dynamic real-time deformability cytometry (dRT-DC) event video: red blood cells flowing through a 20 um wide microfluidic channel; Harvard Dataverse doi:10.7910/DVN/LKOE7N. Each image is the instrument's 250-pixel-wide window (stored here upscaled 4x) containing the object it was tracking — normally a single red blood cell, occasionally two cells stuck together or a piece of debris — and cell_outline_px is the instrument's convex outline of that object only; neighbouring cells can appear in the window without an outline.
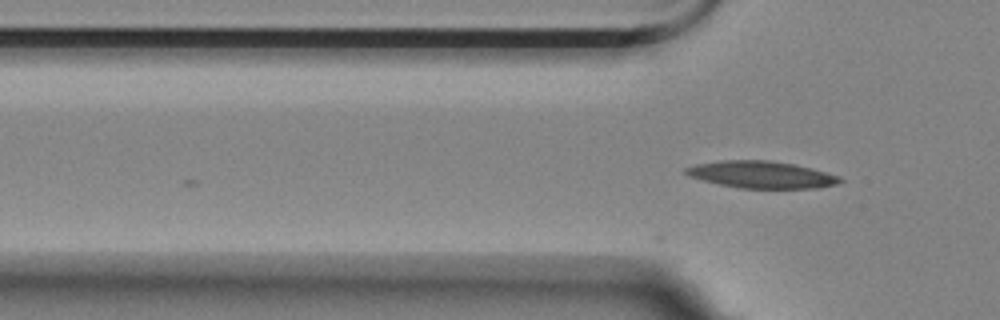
{"species": "Egyptian fruit bat (a non-hibernating species)", "species_latin": "Rousettus aegyptiacus", "temperature_condition": "room temperature", "stored_images_in_passage": 2, "camera_frame_rate_fps": 3000, "um_per_image_px": 0.085, "animal": {"sex": "female"}, "frame": {"image": 1, "passage_image": 2, "time_ms": 0.333, "image_size_px": [1000, 320], "cell_outline_px": [[844, 180], [836, 184], [820, 188], [740, 188], [720, 184], [688, 176], [684, 172], [684, 168], [696, 164], [720, 160], [772, 160], [812, 168], [840, 176]], "centroid_in_image_um": [64.73, 14.84], "position_along_channel_um": 61.1, "area_um2": 24.28}}